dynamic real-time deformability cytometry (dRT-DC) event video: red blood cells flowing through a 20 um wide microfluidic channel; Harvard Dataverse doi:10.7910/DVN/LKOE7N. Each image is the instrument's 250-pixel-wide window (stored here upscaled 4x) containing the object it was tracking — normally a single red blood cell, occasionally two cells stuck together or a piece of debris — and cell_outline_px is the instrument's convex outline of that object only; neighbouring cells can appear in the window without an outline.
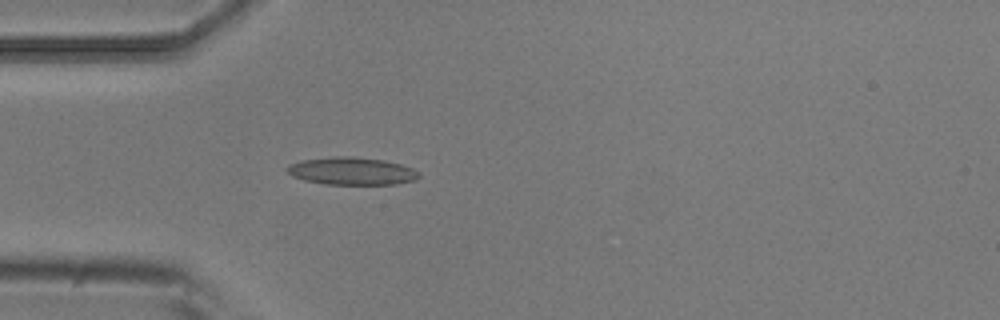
{"species": "common noctule bat (a hibernating species)", "species_latin": "Nyctalus noctula", "temperature_condition": "room temperature", "stored_images_in_passage": 4, "camera_frame_rate_fps": 3000, "um_per_image_px": 0.085, "animal": {"sex": "male", "body_mass_g": 20.5, "forearm_length_mm": 52.5}, "frame": {"image": 1, "passage_image": 4, "time_ms": 1.0, "image_size_px": [1000, 320], "cell_outline_px": [[420, 176], [416, 180], [396, 184], [324, 184], [304, 180], [292, 176], [284, 168], [288, 164], [300, 160], [332, 156], [352, 156], [384, 160], [400, 164], [412, 168], [420, 172]], "centroid_in_image_um": [29.87, 14.53], "position_along_channel_um": 55.1, "area_um2": 21.44}}